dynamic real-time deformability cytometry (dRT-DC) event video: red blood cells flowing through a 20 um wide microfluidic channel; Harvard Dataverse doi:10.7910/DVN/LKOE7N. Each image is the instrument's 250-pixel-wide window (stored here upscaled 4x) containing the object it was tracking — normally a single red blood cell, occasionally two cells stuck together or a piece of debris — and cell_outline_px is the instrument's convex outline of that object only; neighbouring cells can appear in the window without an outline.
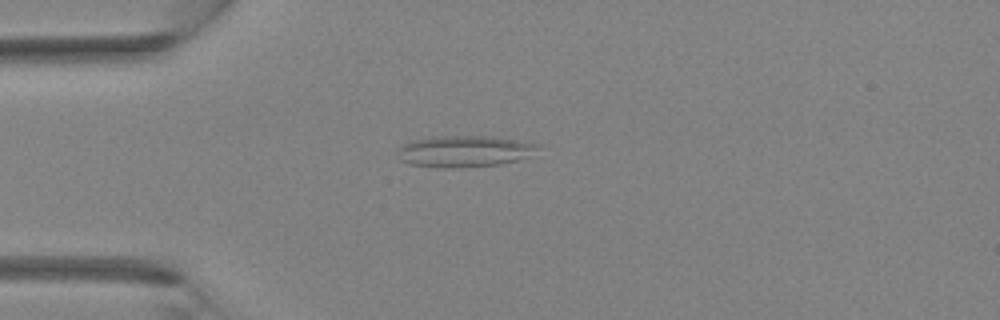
{"species": "Egyptian fruit bat (a non-hibernating species)", "species_latin": "Rousettus aegyptiacus", "temperature_condition": "room temperature", "stored_images_in_passage": 1, "camera_frame_rate_fps": 3000, "um_per_image_px": 0.085, "animal": {"sex": "female"}, "frame": {"image": 1, "passage_image": 1, "time_ms": 0.0, "image_size_px": [1000, 320], "cell_outline_px": [[540, 144], [528, 156], [516, 160], [500, 164], [464, 168], [440, 168], [408, 164], [400, 160], [396, 152], [400, 144], [408, 140], [432, 136], [492, 136]], "centroid_in_image_um": [39.35, 12.86], "position_along_channel_um": 45.7, "area_um2": 26.07}}